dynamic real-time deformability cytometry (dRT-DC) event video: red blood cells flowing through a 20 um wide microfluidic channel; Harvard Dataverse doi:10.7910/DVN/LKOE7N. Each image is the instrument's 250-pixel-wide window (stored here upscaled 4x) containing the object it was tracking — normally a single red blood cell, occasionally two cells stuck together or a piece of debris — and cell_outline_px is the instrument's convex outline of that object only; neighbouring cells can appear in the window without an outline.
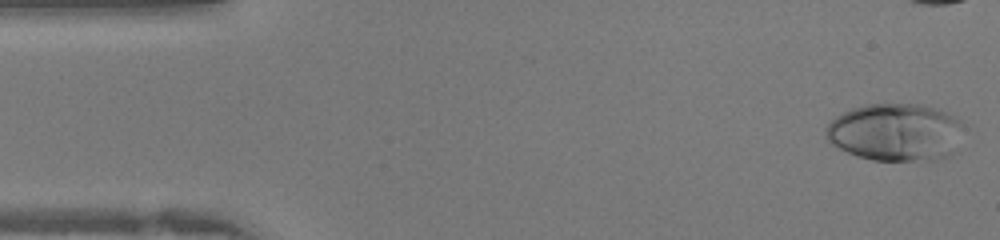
{"species": "human", "species_latin": "Homo sapiens", "temperature_condition": "warm", "stored_images_in_passage": 32, "camera_frame_rate_fps": 3000, "um_per_image_px": 0.085, "donor": {"sex": "female"}, "frame": {"image": 1, "passage_image": 1, "time_ms": 0.0, "image_size_px": [1000, 240], "cell_outline_px": [[960, 124], [952, 152], [948, 156], [936, 160], [872, 160], [856, 156], [832, 144], [824, 136], [824, 128], [836, 116], [852, 108], [868, 104], [924, 104], [940, 108], [956, 116], [960, 120]], "centroid_in_image_um": [76.06, 11.22], "position_along_channel_um": 8.9, "area_um2": 46.01}}
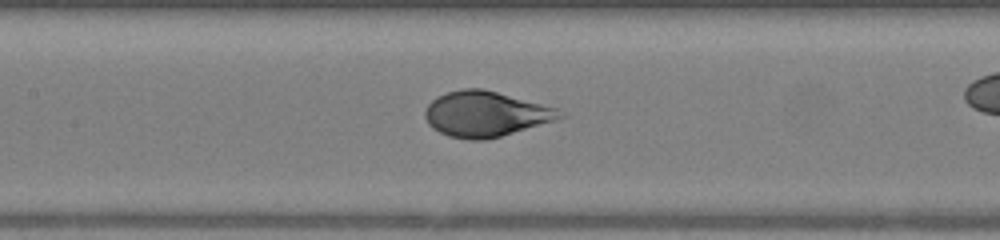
{"frame": {"image": 2, "passage_image": 18, "time_ms": 5.667, "image_size_px": [1000, 240], "cell_outline_px": [[568, 116], [556, 120], [500, 136], [484, 140], [468, 140], [448, 136], [432, 128], [428, 124], [424, 116], [424, 112], [428, 104], [436, 96], [460, 88], [484, 88], [556, 108]], "centroid_in_image_um": [41.25, 9.68], "position_along_channel_um": 166.2, "area_um2": 35.66}}
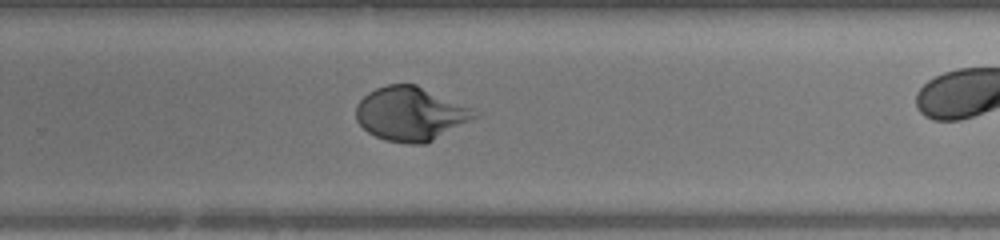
{"frame": {"image": 3, "passage_image": 26, "time_ms": 8.333, "image_size_px": [1000, 240], "cell_outline_px": [[480, 116], [424, 144], [408, 144], [384, 140], [368, 132], [356, 120], [356, 104], [368, 92], [376, 88], [388, 84], [416, 84], [476, 108]], "centroid_in_image_um": [34.94, 9.66], "position_along_channel_um": 294.9, "area_um2": 37.51}}